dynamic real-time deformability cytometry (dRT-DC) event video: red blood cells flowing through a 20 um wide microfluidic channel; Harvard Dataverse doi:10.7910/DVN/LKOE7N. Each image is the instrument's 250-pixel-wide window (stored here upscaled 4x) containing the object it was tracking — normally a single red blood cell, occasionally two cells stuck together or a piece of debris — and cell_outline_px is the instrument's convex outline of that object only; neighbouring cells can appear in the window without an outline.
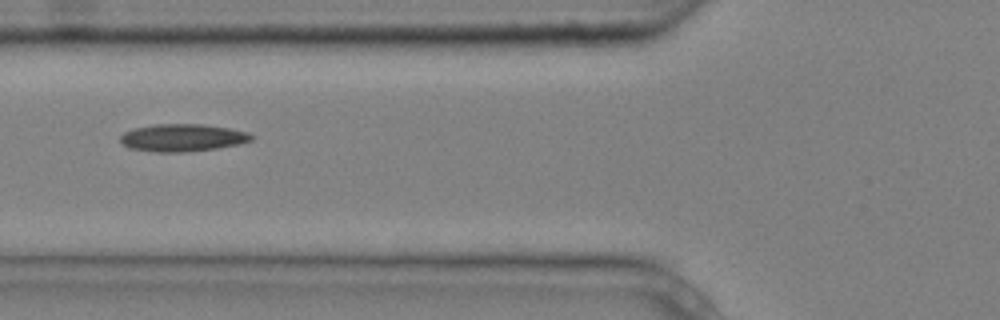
{"species": "common noctule bat (a hibernating species)", "species_latin": "Nyctalus noctula", "temperature_condition": "cold", "stored_images_in_passage": 10, "camera_frame_rate_fps": 3000, "um_per_image_px": 0.085, "animal": {"sex": "male", "body_mass_g": 20.4}, "frame": {"image": 1, "passage_image": 5, "time_ms": 1.333, "image_size_px": [1000, 320], "cell_outline_px": [[252, 140], [240, 144], [216, 148], [184, 152], [156, 152], [128, 148], [120, 144], [120, 136], [124, 132], [132, 128], [152, 124], [204, 124], [228, 128], [248, 132], [252, 136]], "centroid_in_image_um": [15.45, 11.7], "position_along_channel_um": 110.3, "area_um2": 21.15}}
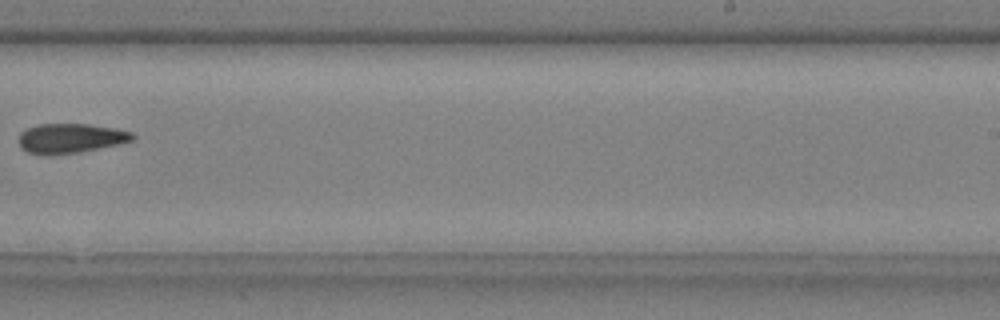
{"frame": {"image": 2, "passage_image": 9, "time_ms": 2.667, "image_size_px": [1000, 320], "cell_outline_px": [[136, 136], [132, 140], [120, 144], [80, 152], [44, 156], [28, 152], [20, 148], [20, 132], [28, 128], [40, 124], [88, 124], [116, 128], [132, 132]], "centroid_in_image_um": [6.0, 11.76], "position_along_channel_um": 283.0, "area_um2": 19.77}}